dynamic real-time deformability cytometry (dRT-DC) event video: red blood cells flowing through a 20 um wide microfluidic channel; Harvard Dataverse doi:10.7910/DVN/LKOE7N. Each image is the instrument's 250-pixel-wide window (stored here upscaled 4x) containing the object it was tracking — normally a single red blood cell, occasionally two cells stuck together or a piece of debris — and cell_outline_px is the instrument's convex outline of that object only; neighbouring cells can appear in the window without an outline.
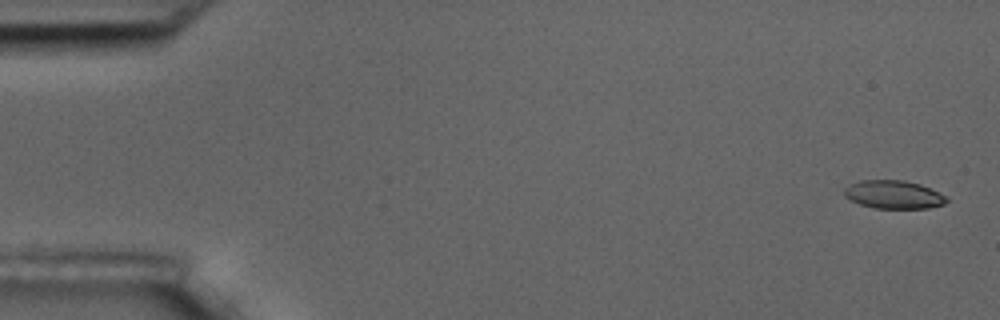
{"species": "common noctule bat (a hibernating species)", "species_latin": "Nyctalus noctula", "temperature_condition": "room temperature", "stored_images_in_passage": 5, "camera_frame_rate_fps": 3000, "um_per_image_px": 0.085, "animal": {"sex": "male", "body_mass_g": 17.5, "forearm_length_mm": 52.3}, "frame": {"image": 1, "passage_image": 1, "time_ms": 0.0, "image_size_px": [1000, 320], "cell_outline_px": [[948, 200], [944, 204], [928, 208], [876, 208], [860, 204], [848, 200], [844, 196], [844, 188], [860, 180], [904, 180], [920, 184], [948, 196]], "centroid_in_image_um": [75.96, 16.54], "position_along_channel_um": 9.0, "area_um2": 16.88}}
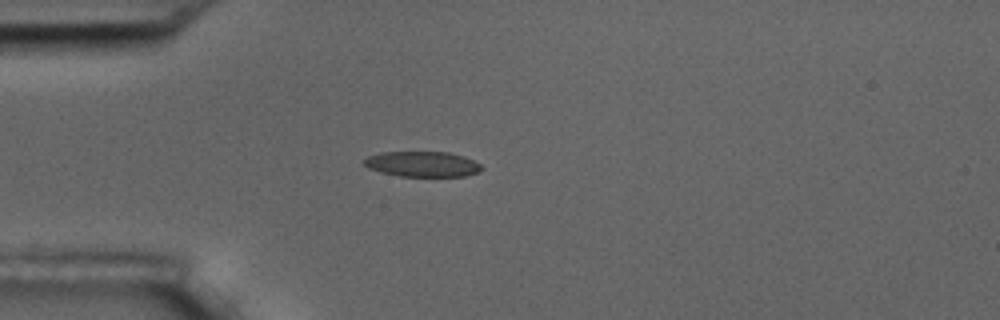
{"frame": {"image": 2, "passage_image": 5, "time_ms": 4.667, "image_size_px": [1000, 320], "cell_outline_px": [[484, 168], [480, 172], [464, 176], [400, 176], [380, 172], [368, 168], [364, 164], [364, 160], [368, 156], [380, 152], [448, 152], [464, 156], [480, 164]], "centroid_in_image_um": [35.91, 13.95], "position_along_channel_um": 49.1, "area_um2": 17.4}}